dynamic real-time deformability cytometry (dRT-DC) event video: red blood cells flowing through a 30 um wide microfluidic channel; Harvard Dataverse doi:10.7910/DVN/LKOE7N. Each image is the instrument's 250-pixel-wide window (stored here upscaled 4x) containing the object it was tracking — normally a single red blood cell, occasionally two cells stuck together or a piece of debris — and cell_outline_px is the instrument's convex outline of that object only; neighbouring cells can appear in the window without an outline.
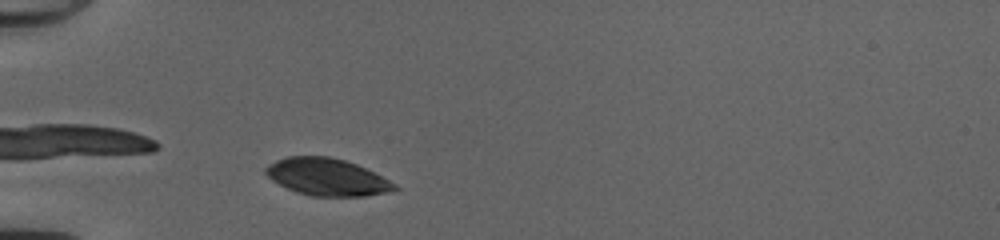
{"species": "common noctule bat (a hibernating species)", "species_latin": "Nyctalus noctula", "temperature_condition": "cold", "stored_images_in_passage": 36, "camera_frame_rate_fps": 3000, "um_per_image_px": 0.085, "animal": {"sex": "female", "body_mass_g": 20.0, "forearm_length_mm": 54.0}, "frame": {"image": 1, "passage_image": 4, "time_ms": 1.0, "image_size_px": [1000, 240], "cell_outline_px": [[400, 188], [388, 192], [364, 196], [312, 196], [296, 192], [272, 180], [264, 172], [264, 168], [268, 164], [276, 160], [288, 156], [328, 156], [344, 160], [356, 164], [396, 184]], "centroid_in_image_um": [27.77, 15.04], "position_along_channel_um": 57.2, "area_um2": 27.69}}
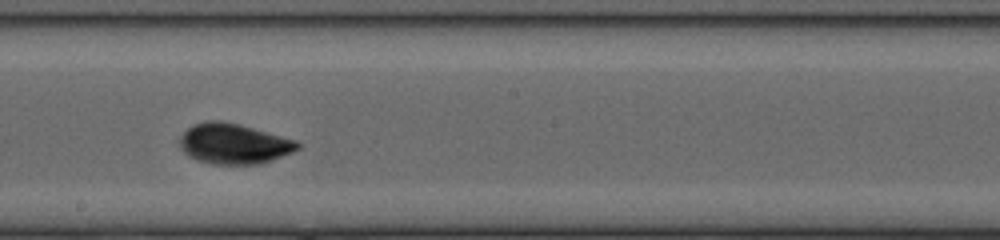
{"frame": {"image": 2, "passage_image": 18, "time_ms": 5.667, "image_size_px": [1000, 240], "cell_outline_px": [[300, 148], [292, 152], [272, 160], [260, 164], [212, 164], [196, 160], [188, 156], [180, 148], [180, 136], [192, 124], [204, 120], [224, 120], [240, 124], [296, 140], [300, 144]], "centroid_in_image_um": [19.85, 12.21], "position_along_channel_um": 228.4, "area_um2": 27.98}}
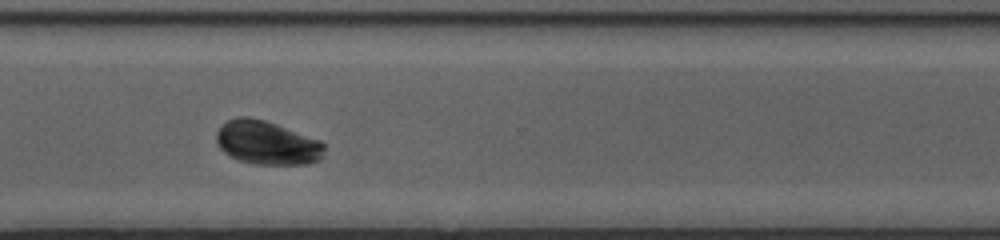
{"frame": {"image": 3, "passage_image": 27, "time_ms": 8.667, "image_size_px": [1000, 240], "cell_outline_px": [[324, 148], [320, 160], [308, 164], [252, 164], [240, 160], [224, 152], [220, 148], [216, 140], [216, 132], [228, 120], [236, 116], [248, 116], [264, 120], [276, 124], [320, 140], [324, 144]], "centroid_in_image_um": [22.69, 12.13], "position_along_channel_um": 347.9, "area_um2": 27.34}, "authors_computed_cell_mechanics": {"area_um2": 27.9752, "velocity_mm_per_s": 3.9929, "shape_relaxation_time_tau1_ms": 4.4521, "shape_relaxation_time_tau2_ms": null, "deformation_change_tau1": 0.1836, "deformation_change_tau2": null}}